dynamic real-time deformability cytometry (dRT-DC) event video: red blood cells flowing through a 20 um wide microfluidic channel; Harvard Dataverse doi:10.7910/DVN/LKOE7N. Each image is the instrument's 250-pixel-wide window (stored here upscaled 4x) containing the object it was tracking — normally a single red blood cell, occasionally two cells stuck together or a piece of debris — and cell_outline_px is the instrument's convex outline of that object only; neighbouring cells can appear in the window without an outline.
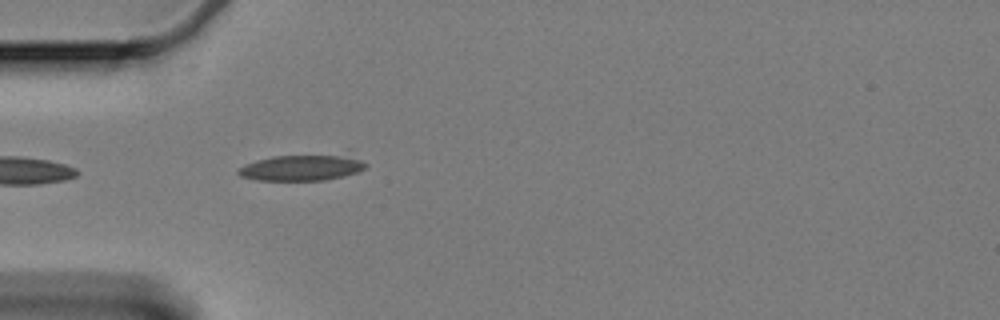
{"species": "Egyptian fruit bat (a non-hibernating species)", "species_latin": "Rousettus aegyptiacus", "temperature_condition": "cold", "stored_images_in_passage": 4, "camera_frame_rate_fps": 3000, "um_per_image_px": 0.085, "animal": {"sex": "female"}, "frame": {"image": 1, "passage_image": 1, "time_ms": 0.0, "image_size_px": [1000, 320], "cell_outline_px": [[368, 164], [364, 168], [356, 172], [344, 176], [324, 180], [256, 180], [240, 176], [236, 172], [244, 164], [256, 160], [272, 156], [348, 148]], "centroid_in_image_um": [25.87, 14.12], "position_along_channel_um": 59.1, "area_um2": 21.44}}